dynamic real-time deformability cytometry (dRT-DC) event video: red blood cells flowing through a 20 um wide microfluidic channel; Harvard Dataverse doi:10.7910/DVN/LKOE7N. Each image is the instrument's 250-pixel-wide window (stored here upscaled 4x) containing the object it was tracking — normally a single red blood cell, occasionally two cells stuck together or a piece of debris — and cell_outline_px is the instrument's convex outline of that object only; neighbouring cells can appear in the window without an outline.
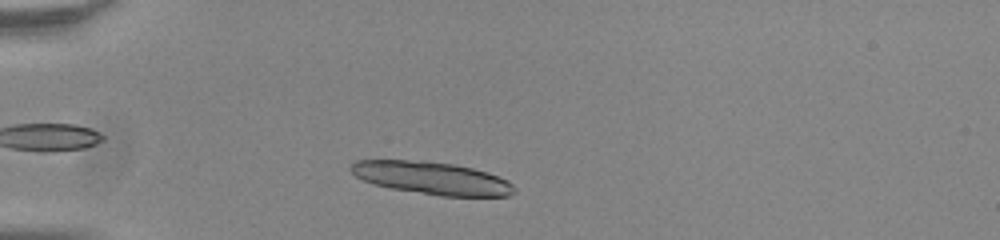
{"species": "common noctule bat (a hibernating species)", "species_latin": "Nyctalus noctula", "temperature_condition": "room temperature", "stored_images_in_passage": 30, "camera_frame_rate_fps": 3000, "um_per_image_px": 0.085, "animal": {"sex": "male", "body_mass_g": 20.0, "forearm_length_mm": 53.3}, "frame": {"image": 1, "passage_image": 5, "time_ms": 1.333, "image_size_px": [1000, 240], "cell_outline_px": [[516, 192], [508, 196], [440, 196], [392, 188], [376, 184], [364, 180], [356, 176], [348, 168], [356, 160], [408, 160], [452, 164], [472, 168], [488, 172], [508, 180], [516, 188]], "centroid_in_image_um": [36.74, 15.14], "position_along_channel_um": 48.3, "area_um2": 30.81}}